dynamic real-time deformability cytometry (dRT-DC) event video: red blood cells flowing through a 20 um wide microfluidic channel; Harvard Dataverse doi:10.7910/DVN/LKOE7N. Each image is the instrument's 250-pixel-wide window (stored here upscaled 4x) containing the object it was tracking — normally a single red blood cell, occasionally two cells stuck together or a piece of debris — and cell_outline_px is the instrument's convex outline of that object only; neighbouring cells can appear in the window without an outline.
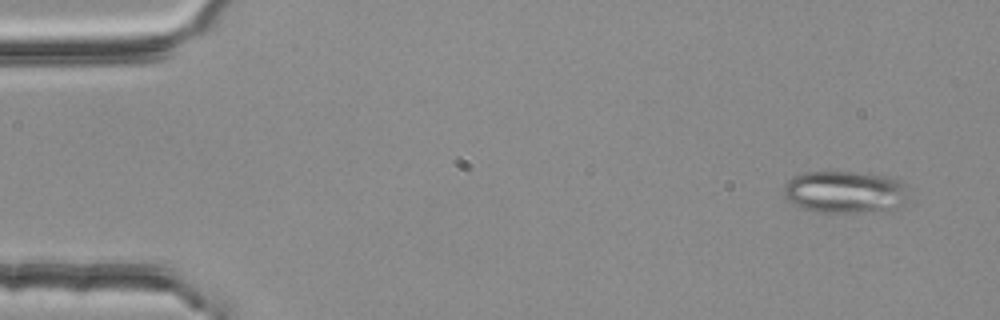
{"species": "common noctule bat (a hibernating species)", "species_latin": "Nyctalus noctula", "temperature_condition": "room temperature", "stored_images_in_passage": 4, "segment_of_instrument_passage": [2, 2], "camera_frame_rate_fps": 3000, "um_per_image_px": 0.085, "animal": {"sex": "female", "body_mass_g": 25.1}, "frame": {"image": 1, "passage_image": 4, "time_ms": 1.0, "image_size_px": [1000, 320], "cell_outline_px": [[908, 184], [904, 200], [892, 208], [864, 212], [820, 212], [800, 208], [788, 200], [784, 196], [784, 184], [792, 176], [804, 172], [856, 172], [884, 176], [904, 180]], "centroid_in_image_um": [71.77, 16.3], "position_along_channel_um": 13.2, "area_um2": 30.58}}